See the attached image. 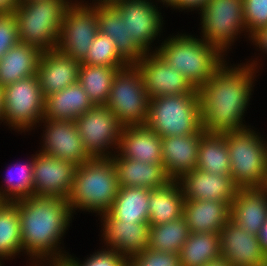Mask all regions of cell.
<instances>
[{
  "label": "cell",
  "mask_w": 267,
  "mask_h": 266,
  "mask_svg": "<svg viewBox=\"0 0 267 266\" xmlns=\"http://www.w3.org/2000/svg\"><path fill=\"white\" fill-rule=\"evenodd\" d=\"M156 52L168 65L181 72L195 89L209 81L215 71L226 62L216 47L192 35H176L164 40Z\"/></svg>",
  "instance_id": "277c9868"
},
{
  "label": "cell",
  "mask_w": 267,
  "mask_h": 266,
  "mask_svg": "<svg viewBox=\"0 0 267 266\" xmlns=\"http://www.w3.org/2000/svg\"><path fill=\"white\" fill-rule=\"evenodd\" d=\"M68 0H39L20 3L14 11L20 43L42 52L56 49Z\"/></svg>",
  "instance_id": "5b68a950"
},
{
  "label": "cell",
  "mask_w": 267,
  "mask_h": 266,
  "mask_svg": "<svg viewBox=\"0 0 267 266\" xmlns=\"http://www.w3.org/2000/svg\"><path fill=\"white\" fill-rule=\"evenodd\" d=\"M50 266H72L66 259L63 260H49ZM52 264V265H51Z\"/></svg>",
  "instance_id": "c3c4849f"
},
{
  "label": "cell",
  "mask_w": 267,
  "mask_h": 266,
  "mask_svg": "<svg viewBox=\"0 0 267 266\" xmlns=\"http://www.w3.org/2000/svg\"><path fill=\"white\" fill-rule=\"evenodd\" d=\"M103 238L109 249L118 252L126 260L141 253L149 244L150 225L148 222H121L108 213L102 215Z\"/></svg>",
  "instance_id": "d6986e66"
},
{
  "label": "cell",
  "mask_w": 267,
  "mask_h": 266,
  "mask_svg": "<svg viewBox=\"0 0 267 266\" xmlns=\"http://www.w3.org/2000/svg\"><path fill=\"white\" fill-rule=\"evenodd\" d=\"M141 74L148 98L198 93L190 82L174 67L168 65L155 51L147 52L133 64Z\"/></svg>",
  "instance_id": "4fadbf2b"
},
{
  "label": "cell",
  "mask_w": 267,
  "mask_h": 266,
  "mask_svg": "<svg viewBox=\"0 0 267 266\" xmlns=\"http://www.w3.org/2000/svg\"><path fill=\"white\" fill-rule=\"evenodd\" d=\"M94 105L79 82L45 97L44 120L75 119Z\"/></svg>",
  "instance_id": "4316f807"
},
{
  "label": "cell",
  "mask_w": 267,
  "mask_h": 266,
  "mask_svg": "<svg viewBox=\"0 0 267 266\" xmlns=\"http://www.w3.org/2000/svg\"><path fill=\"white\" fill-rule=\"evenodd\" d=\"M178 183L185 200H217L231 204L239 189L230 174H213L197 168L185 173Z\"/></svg>",
  "instance_id": "ac0fdd59"
},
{
  "label": "cell",
  "mask_w": 267,
  "mask_h": 266,
  "mask_svg": "<svg viewBox=\"0 0 267 266\" xmlns=\"http://www.w3.org/2000/svg\"><path fill=\"white\" fill-rule=\"evenodd\" d=\"M117 68L81 63L78 82L94 106L106 105Z\"/></svg>",
  "instance_id": "1f68e13d"
},
{
  "label": "cell",
  "mask_w": 267,
  "mask_h": 266,
  "mask_svg": "<svg viewBox=\"0 0 267 266\" xmlns=\"http://www.w3.org/2000/svg\"><path fill=\"white\" fill-rule=\"evenodd\" d=\"M31 160L30 163L28 162L25 165L17 164L16 168L14 167V171H17L15 175H18V179L12 175L14 172L10 173L13 170L9 171V175L6 178V189L2 190L3 192L0 191V203H14L33 195V158Z\"/></svg>",
  "instance_id": "8d00e7d4"
},
{
  "label": "cell",
  "mask_w": 267,
  "mask_h": 266,
  "mask_svg": "<svg viewBox=\"0 0 267 266\" xmlns=\"http://www.w3.org/2000/svg\"><path fill=\"white\" fill-rule=\"evenodd\" d=\"M42 51L32 45L17 43L0 59V86L37 75Z\"/></svg>",
  "instance_id": "83f0119b"
},
{
  "label": "cell",
  "mask_w": 267,
  "mask_h": 266,
  "mask_svg": "<svg viewBox=\"0 0 267 266\" xmlns=\"http://www.w3.org/2000/svg\"><path fill=\"white\" fill-rule=\"evenodd\" d=\"M243 10L249 37L267 26V0H243Z\"/></svg>",
  "instance_id": "74e56055"
},
{
  "label": "cell",
  "mask_w": 267,
  "mask_h": 266,
  "mask_svg": "<svg viewBox=\"0 0 267 266\" xmlns=\"http://www.w3.org/2000/svg\"><path fill=\"white\" fill-rule=\"evenodd\" d=\"M125 266H133V265L127 260Z\"/></svg>",
  "instance_id": "db71d44e"
},
{
  "label": "cell",
  "mask_w": 267,
  "mask_h": 266,
  "mask_svg": "<svg viewBox=\"0 0 267 266\" xmlns=\"http://www.w3.org/2000/svg\"><path fill=\"white\" fill-rule=\"evenodd\" d=\"M185 198L178 180L150 190L149 225H159L183 216Z\"/></svg>",
  "instance_id": "f1b7e54d"
},
{
  "label": "cell",
  "mask_w": 267,
  "mask_h": 266,
  "mask_svg": "<svg viewBox=\"0 0 267 266\" xmlns=\"http://www.w3.org/2000/svg\"><path fill=\"white\" fill-rule=\"evenodd\" d=\"M4 87L0 86V120L3 121L4 116Z\"/></svg>",
  "instance_id": "7dc6e473"
},
{
  "label": "cell",
  "mask_w": 267,
  "mask_h": 266,
  "mask_svg": "<svg viewBox=\"0 0 267 266\" xmlns=\"http://www.w3.org/2000/svg\"><path fill=\"white\" fill-rule=\"evenodd\" d=\"M13 204L19 214L22 250L38 262L39 259L49 260L48 257L65 259L66 255L57 251V246L72 216L68 201L55 196L32 195Z\"/></svg>",
  "instance_id": "7a4b0ae2"
},
{
  "label": "cell",
  "mask_w": 267,
  "mask_h": 266,
  "mask_svg": "<svg viewBox=\"0 0 267 266\" xmlns=\"http://www.w3.org/2000/svg\"><path fill=\"white\" fill-rule=\"evenodd\" d=\"M189 234L190 230L183 216L164 224L150 225L148 247L158 252L178 254Z\"/></svg>",
  "instance_id": "836d02e7"
},
{
  "label": "cell",
  "mask_w": 267,
  "mask_h": 266,
  "mask_svg": "<svg viewBox=\"0 0 267 266\" xmlns=\"http://www.w3.org/2000/svg\"><path fill=\"white\" fill-rule=\"evenodd\" d=\"M22 251L18 209L13 203H0V259Z\"/></svg>",
  "instance_id": "e575fe53"
},
{
  "label": "cell",
  "mask_w": 267,
  "mask_h": 266,
  "mask_svg": "<svg viewBox=\"0 0 267 266\" xmlns=\"http://www.w3.org/2000/svg\"><path fill=\"white\" fill-rule=\"evenodd\" d=\"M209 0H177L171 7L182 8V9H194L199 8L202 11L203 7L208 3Z\"/></svg>",
  "instance_id": "b9f144b4"
},
{
  "label": "cell",
  "mask_w": 267,
  "mask_h": 266,
  "mask_svg": "<svg viewBox=\"0 0 267 266\" xmlns=\"http://www.w3.org/2000/svg\"><path fill=\"white\" fill-rule=\"evenodd\" d=\"M81 63L117 69H123L130 65L116 50L114 41L100 32H98L88 49L86 58Z\"/></svg>",
  "instance_id": "d590c367"
},
{
  "label": "cell",
  "mask_w": 267,
  "mask_h": 266,
  "mask_svg": "<svg viewBox=\"0 0 267 266\" xmlns=\"http://www.w3.org/2000/svg\"><path fill=\"white\" fill-rule=\"evenodd\" d=\"M178 254L181 266H203L220 256V233L190 232Z\"/></svg>",
  "instance_id": "d6a6232c"
},
{
  "label": "cell",
  "mask_w": 267,
  "mask_h": 266,
  "mask_svg": "<svg viewBox=\"0 0 267 266\" xmlns=\"http://www.w3.org/2000/svg\"><path fill=\"white\" fill-rule=\"evenodd\" d=\"M106 106L124 127L146 124L149 98L141 74L133 64L114 76Z\"/></svg>",
  "instance_id": "ba28073f"
},
{
  "label": "cell",
  "mask_w": 267,
  "mask_h": 266,
  "mask_svg": "<svg viewBox=\"0 0 267 266\" xmlns=\"http://www.w3.org/2000/svg\"><path fill=\"white\" fill-rule=\"evenodd\" d=\"M33 1H39V0H19V4H20V3L33 2Z\"/></svg>",
  "instance_id": "f5cc1de1"
},
{
  "label": "cell",
  "mask_w": 267,
  "mask_h": 266,
  "mask_svg": "<svg viewBox=\"0 0 267 266\" xmlns=\"http://www.w3.org/2000/svg\"><path fill=\"white\" fill-rule=\"evenodd\" d=\"M117 156L151 164L162 163V137L146 125L125 126L122 129Z\"/></svg>",
  "instance_id": "7402d4cb"
},
{
  "label": "cell",
  "mask_w": 267,
  "mask_h": 266,
  "mask_svg": "<svg viewBox=\"0 0 267 266\" xmlns=\"http://www.w3.org/2000/svg\"><path fill=\"white\" fill-rule=\"evenodd\" d=\"M230 220L258 236L267 220V194L261 188L238 189L230 204Z\"/></svg>",
  "instance_id": "603a6c76"
},
{
  "label": "cell",
  "mask_w": 267,
  "mask_h": 266,
  "mask_svg": "<svg viewBox=\"0 0 267 266\" xmlns=\"http://www.w3.org/2000/svg\"><path fill=\"white\" fill-rule=\"evenodd\" d=\"M80 64L57 49L42 52L37 77L44 97L78 82Z\"/></svg>",
  "instance_id": "ffe728a7"
},
{
  "label": "cell",
  "mask_w": 267,
  "mask_h": 266,
  "mask_svg": "<svg viewBox=\"0 0 267 266\" xmlns=\"http://www.w3.org/2000/svg\"><path fill=\"white\" fill-rule=\"evenodd\" d=\"M98 1H97L96 4H99V5H111V4L115 3L118 0H98Z\"/></svg>",
  "instance_id": "681fc988"
},
{
  "label": "cell",
  "mask_w": 267,
  "mask_h": 266,
  "mask_svg": "<svg viewBox=\"0 0 267 266\" xmlns=\"http://www.w3.org/2000/svg\"><path fill=\"white\" fill-rule=\"evenodd\" d=\"M220 255L233 266H266L267 257L258 236L229 220L220 231Z\"/></svg>",
  "instance_id": "2e32d148"
},
{
  "label": "cell",
  "mask_w": 267,
  "mask_h": 266,
  "mask_svg": "<svg viewBox=\"0 0 267 266\" xmlns=\"http://www.w3.org/2000/svg\"><path fill=\"white\" fill-rule=\"evenodd\" d=\"M77 165L50 155L33 157V195L68 199Z\"/></svg>",
  "instance_id": "5bb4252c"
},
{
  "label": "cell",
  "mask_w": 267,
  "mask_h": 266,
  "mask_svg": "<svg viewBox=\"0 0 267 266\" xmlns=\"http://www.w3.org/2000/svg\"><path fill=\"white\" fill-rule=\"evenodd\" d=\"M203 266H233L230 262L227 261L222 255L218 256L215 259L207 262Z\"/></svg>",
  "instance_id": "bcb514c9"
},
{
  "label": "cell",
  "mask_w": 267,
  "mask_h": 266,
  "mask_svg": "<svg viewBox=\"0 0 267 266\" xmlns=\"http://www.w3.org/2000/svg\"><path fill=\"white\" fill-rule=\"evenodd\" d=\"M133 266H181L179 254L158 252L149 247L128 260Z\"/></svg>",
  "instance_id": "f35d334b"
},
{
  "label": "cell",
  "mask_w": 267,
  "mask_h": 266,
  "mask_svg": "<svg viewBox=\"0 0 267 266\" xmlns=\"http://www.w3.org/2000/svg\"><path fill=\"white\" fill-rule=\"evenodd\" d=\"M84 148L91 158H110L105 150L118 146L123 129L121 122L106 105H96L75 119Z\"/></svg>",
  "instance_id": "7c38bea8"
},
{
  "label": "cell",
  "mask_w": 267,
  "mask_h": 266,
  "mask_svg": "<svg viewBox=\"0 0 267 266\" xmlns=\"http://www.w3.org/2000/svg\"><path fill=\"white\" fill-rule=\"evenodd\" d=\"M255 64L233 69L223 63L198 89L205 133L223 134L247 128L242 117L250 100Z\"/></svg>",
  "instance_id": "6da1fadb"
},
{
  "label": "cell",
  "mask_w": 267,
  "mask_h": 266,
  "mask_svg": "<svg viewBox=\"0 0 267 266\" xmlns=\"http://www.w3.org/2000/svg\"><path fill=\"white\" fill-rule=\"evenodd\" d=\"M250 39L256 43L255 45L257 47L259 45L260 50H263V52L264 51L266 52L267 51V26L258 30L255 34H253L250 37Z\"/></svg>",
  "instance_id": "7bdbcfd3"
},
{
  "label": "cell",
  "mask_w": 267,
  "mask_h": 266,
  "mask_svg": "<svg viewBox=\"0 0 267 266\" xmlns=\"http://www.w3.org/2000/svg\"><path fill=\"white\" fill-rule=\"evenodd\" d=\"M183 217L190 232L220 233L230 220V204L217 200H185Z\"/></svg>",
  "instance_id": "cb8c5ba5"
},
{
  "label": "cell",
  "mask_w": 267,
  "mask_h": 266,
  "mask_svg": "<svg viewBox=\"0 0 267 266\" xmlns=\"http://www.w3.org/2000/svg\"><path fill=\"white\" fill-rule=\"evenodd\" d=\"M261 189L267 194V173H266L265 182H264Z\"/></svg>",
  "instance_id": "816d5d0a"
},
{
  "label": "cell",
  "mask_w": 267,
  "mask_h": 266,
  "mask_svg": "<svg viewBox=\"0 0 267 266\" xmlns=\"http://www.w3.org/2000/svg\"><path fill=\"white\" fill-rule=\"evenodd\" d=\"M177 0H161L160 2L166 3L168 6H172Z\"/></svg>",
  "instance_id": "f907efd6"
},
{
  "label": "cell",
  "mask_w": 267,
  "mask_h": 266,
  "mask_svg": "<svg viewBox=\"0 0 267 266\" xmlns=\"http://www.w3.org/2000/svg\"><path fill=\"white\" fill-rule=\"evenodd\" d=\"M150 189L120 187L108 214L121 222H148Z\"/></svg>",
  "instance_id": "f546056e"
},
{
  "label": "cell",
  "mask_w": 267,
  "mask_h": 266,
  "mask_svg": "<svg viewBox=\"0 0 267 266\" xmlns=\"http://www.w3.org/2000/svg\"><path fill=\"white\" fill-rule=\"evenodd\" d=\"M196 168L213 174H230V158L224 133L202 135Z\"/></svg>",
  "instance_id": "4dcf8cb0"
},
{
  "label": "cell",
  "mask_w": 267,
  "mask_h": 266,
  "mask_svg": "<svg viewBox=\"0 0 267 266\" xmlns=\"http://www.w3.org/2000/svg\"><path fill=\"white\" fill-rule=\"evenodd\" d=\"M96 15L99 32L114 41L116 50L129 64L136 63L146 54L131 37H128L126 22L112 5L96 4Z\"/></svg>",
  "instance_id": "484cf974"
},
{
  "label": "cell",
  "mask_w": 267,
  "mask_h": 266,
  "mask_svg": "<svg viewBox=\"0 0 267 266\" xmlns=\"http://www.w3.org/2000/svg\"><path fill=\"white\" fill-rule=\"evenodd\" d=\"M203 134L162 137V163L171 180H179L196 168Z\"/></svg>",
  "instance_id": "44dd1931"
},
{
  "label": "cell",
  "mask_w": 267,
  "mask_h": 266,
  "mask_svg": "<svg viewBox=\"0 0 267 266\" xmlns=\"http://www.w3.org/2000/svg\"><path fill=\"white\" fill-rule=\"evenodd\" d=\"M145 125L160 137L205 133L202 128L199 93L149 99Z\"/></svg>",
  "instance_id": "8992f818"
},
{
  "label": "cell",
  "mask_w": 267,
  "mask_h": 266,
  "mask_svg": "<svg viewBox=\"0 0 267 266\" xmlns=\"http://www.w3.org/2000/svg\"><path fill=\"white\" fill-rule=\"evenodd\" d=\"M200 13L202 39L223 55L236 35L246 29L243 0H209Z\"/></svg>",
  "instance_id": "30bf717a"
},
{
  "label": "cell",
  "mask_w": 267,
  "mask_h": 266,
  "mask_svg": "<svg viewBox=\"0 0 267 266\" xmlns=\"http://www.w3.org/2000/svg\"><path fill=\"white\" fill-rule=\"evenodd\" d=\"M149 0H118L111 4L126 22L131 37L146 53L162 27L161 13Z\"/></svg>",
  "instance_id": "9a60e30c"
},
{
  "label": "cell",
  "mask_w": 267,
  "mask_h": 266,
  "mask_svg": "<svg viewBox=\"0 0 267 266\" xmlns=\"http://www.w3.org/2000/svg\"><path fill=\"white\" fill-rule=\"evenodd\" d=\"M72 266H125L127 260L121 256L118 252L111 249H105L95 252L94 255L88 257L83 264L75 260L71 256L65 258Z\"/></svg>",
  "instance_id": "60d3db41"
},
{
  "label": "cell",
  "mask_w": 267,
  "mask_h": 266,
  "mask_svg": "<svg viewBox=\"0 0 267 266\" xmlns=\"http://www.w3.org/2000/svg\"><path fill=\"white\" fill-rule=\"evenodd\" d=\"M119 180L110 158H91L77 166L67 199L71 212L84 209L103 215L109 212L118 195Z\"/></svg>",
  "instance_id": "3957f363"
},
{
  "label": "cell",
  "mask_w": 267,
  "mask_h": 266,
  "mask_svg": "<svg viewBox=\"0 0 267 266\" xmlns=\"http://www.w3.org/2000/svg\"><path fill=\"white\" fill-rule=\"evenodd\" d=\"M111 159L120 187H141L151 190L165 186L171 181L163 165L135 161L117 155H112Z\"/></svg>",
  "instance_id": "d4e9b609"
},
{
  "label": "cell",
  "mask_w": 267,
  "mask_h": 266,
  "mask_svg": "<svg viewBox=\"0 0 267 266\" xmlns=\"http://www.w3.org/2000/svg\"><path fill=\"white\" fill-rule=\"evenodd\" d=\"M19 42L18 27L14 14H0V59Z\"/></svg>",
  "instance_id": "ab89813d"
},
{
  "label": "cell",
  "mask_w": 267,
  "mask_h": 266,
  "mask_svg": "<svg viewBox=\"0 0 267 266\" xmlns=\"http://www.w3.org/2000/svg\"><path fill=\"white\" fill-rule=\"evenodd\" d=\"M258 238L261 243L262 250L265 253V256L267 257V220L262 226Z\"/></svg>",
  "instance_id": "f6af8a7d"
},
{
  "label": "cell",
  "mask_w": 267,
  "mask_h": 266,
  "mask_svg": "<svg viewBox=\"0 0 267 266\" xmlns=\"http://www.w3.org/2000/svg\"><path fill=\"white\" fill-rule=\"evenodd\" d=\"M224 137L234 184L239 189L262 188L267 173V142L250 128L226 132Z\"/></svg>",
  "instance_id": "52a82bcc"
},
{
  "label": "cell",
  "mask_w": 267,
  "mask_h": 266,
  "mask_svg": "<svg viewBox=\"0 0 267 266\" xmlns=\"http://www.w3.org/2000/svg\"><path fill=\"white\" fill-rule=\"evenodd\" d=\"M46 130L42 154L50 155L77 166L90 160L74 121L45 120Z\"/></svg>",
  "instance_id": "e0dca14e"
},
{
  "label": "cell",
  "mask_w": 267,
  "mask_h": 266,
  "mask_svg": "<svg viewBox=\"0 0 267 266\" xmlns=\"http://www.w3.org/2000/svg\"><path fill=\"white\" fill-rule=\"evenodd\" d=\"M3 121L16 130H29L42 121L45 97L41 91L37 75H32L4 87Z\"/></svg>",
  "instance_id": "9c48e42d"
},
{
  "label": "cell",
  "mask_w": 267,
  "mask_h": 266,
  "mask_svg": "<svg viewBox=\"0 0 267 266\" xmlns=\"http://www.w3.org/2000/svg\"><path fill=\"white\" fill-rule=\"evenodd\" d=\"M19 6V0H0V14L14 13Z\"/></svg>",
  "instance_id": "ee69618b"
},
{
  "label": "cell",
  "mask_w": 267,
  "mask_h": 266,
  "mask_svg": "<svg viewBox=\"0 0 267 266\" xmlns=\"http://www.w3.org/2000/svg\"><path fill=\"white\" fill-rule=\"evenodd\" d=\"M99 32L96 5L72 3L67 7L56 49L82 62Z\"/></svg>",
  "instance_id": "8fae6325"
}]
</instances>
